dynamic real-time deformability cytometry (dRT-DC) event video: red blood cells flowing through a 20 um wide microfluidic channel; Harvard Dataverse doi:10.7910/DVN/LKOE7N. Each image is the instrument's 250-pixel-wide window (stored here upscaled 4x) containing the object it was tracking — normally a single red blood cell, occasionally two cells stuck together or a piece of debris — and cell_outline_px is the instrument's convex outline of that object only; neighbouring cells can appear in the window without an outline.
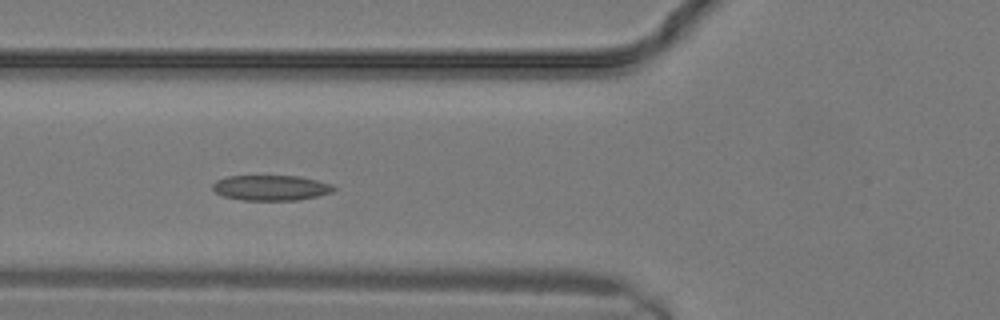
{"species": "common noctule bat (a hibernating species)", "species_latin": "Nyctalus noctula", "temperature_condition": "warm", "stored_images_in_passage": 10, "camera_frame_rate_fps": 3000, "um_per_image_px": 0.085, "animal": {"sex": "male", "body_mass_g": 19.2, "forearm_length_mm": 51.8}, "frame": {"image": 1, "passage_image": 7, "time_ms": 2.0, "image_size_px": [1000, 320], "cell_outline_px": [[336, 188], [332, 192], [316, 196], [296, 200], [244, 200], [224, 196], [216, 192], [212, 188], [212, 184], [216, 180], [228, 176], [300, 176], [332, 184]], "centroid_in_image_um": [23.02, 15.95], "position_along_channel_um": 102.8, "area_um2": 17.74}}
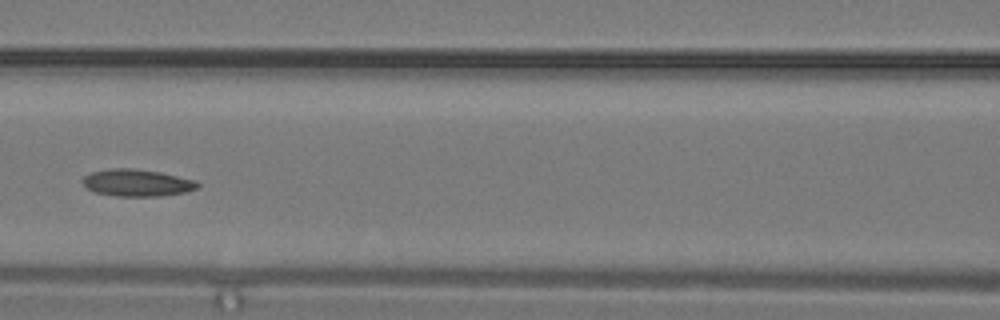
{"frame": {"image": 2, "passage_image": 9, "time_ms": 2.667, "image_size_px": [1000, 320], "cell_outline_px": [[200, 188], [184, 192], [160, 196], [116, 196], [96, 192], [88, 188], [84, 184], [84, 176], [92, 172], [112, 168], [132, 168], [160, 172], [196, 180], [200, 184]], "centroid_in_image_um": [11.7, 15.53], "position_along_channel_um": 154.9, "area_um2": 17.98}}